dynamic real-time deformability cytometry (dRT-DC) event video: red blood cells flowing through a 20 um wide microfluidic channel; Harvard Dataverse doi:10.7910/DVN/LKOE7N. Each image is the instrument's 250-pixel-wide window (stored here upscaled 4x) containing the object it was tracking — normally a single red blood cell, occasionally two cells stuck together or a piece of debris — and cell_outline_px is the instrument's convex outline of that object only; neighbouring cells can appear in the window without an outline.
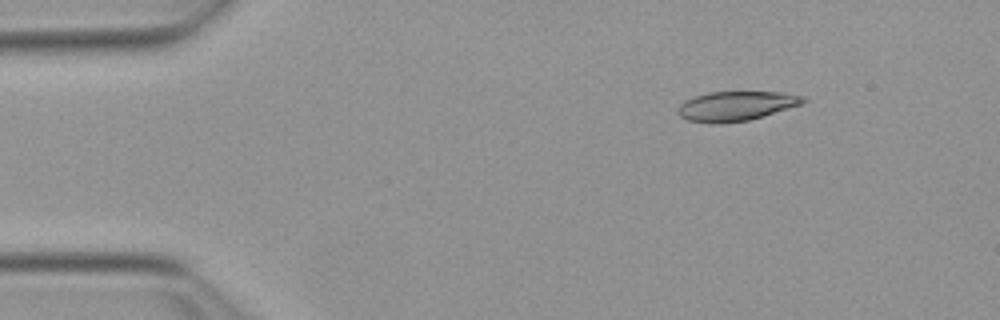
{"species": "Egyptian fruit bat (a non-hibernating species)", "species_latin": "Rousettus aegyptiacus", "temperature_condition": "warm", "stored_images_in_passage": 9, "camera_frame_rate_fps": 3000, "um_per_image_px": 0.085, "animal": {"sex": "female"}, "frame": {"image": 1, "passage_image": 2, "time_ms": 0.333, "image_size_px": [1000, 320], "cell_outline_px": [[808, 100], [800, 104], [764, 116], [748, 120], [716, 124], [712, 124], [688, 120], [680, 116], [676, 108], [684, 100], [708, 92], [780, 92], [804, 96]], "centroid_in_image_um": [62.53, 9.01], "position_along_channel_um": 22.5, "area_um2": 21.5}}